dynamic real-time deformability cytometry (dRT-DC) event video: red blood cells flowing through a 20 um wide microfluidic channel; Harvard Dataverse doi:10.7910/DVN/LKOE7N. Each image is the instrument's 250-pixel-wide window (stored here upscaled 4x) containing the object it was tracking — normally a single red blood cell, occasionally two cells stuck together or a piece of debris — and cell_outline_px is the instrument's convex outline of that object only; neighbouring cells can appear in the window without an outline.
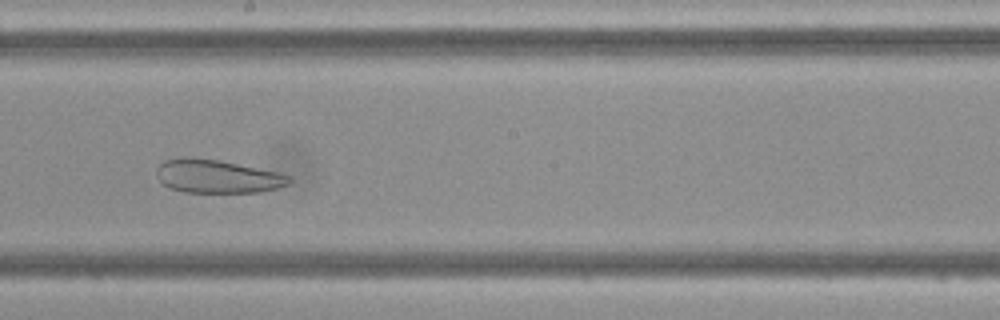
{"species": "Egyptian fruit bat (a non-hibernating species)", "species_latin": "Rousettus aegyptiacus", "temperature_condition": "cold", "stored_images_in_passage": 46, "camera_frame_rate_fps": 3000, "um_per_image_px": 0.085, "frame": {"image": 1, "passage_image": 24, "time_ms": 7.667, "image_size_px": [1000, 320], "cell_outline_px": [[292, 180], [288, 184], [276, 188], [260, 192], [184, 192], [168, 188], [156, 176], [156, 168], [164, 160], [184, 156], [192, 156], [220, 160], [280, 172], [292, 176]], "centroid_in_image_um": [18.46, 14.97], "position_along_channel_um": 229.7, "area_um2": 26.18}}
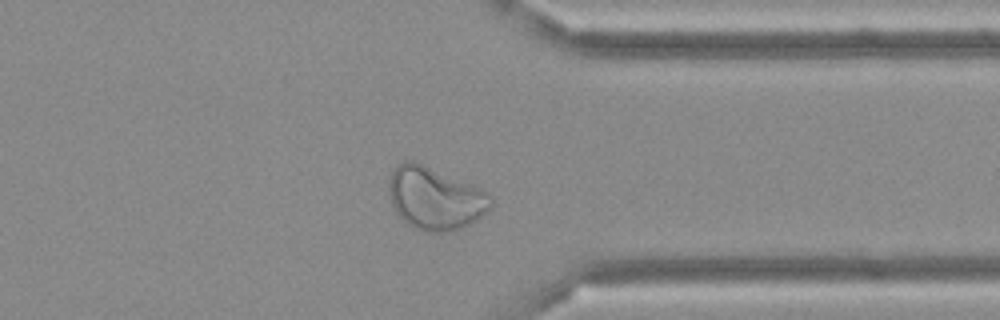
{"frame": {"image": 2, "passage_image": 35, "time_ms": 11.333, "image_size_px": [1000, 320], "cell_outline_px": [[492, 208], [476, 220], [460, 228], [448, 232], [428, 232], [412, 228], [396, 212], [388, 196], [388, 176], [396, 164], [404, 160], [416, 160], [480, 188], [488, 192], [492, 196]], "centroid_in_image_um": [36.95, 16.83], "position_along_channel_um": 374.5, "area_um2": 37.8}}
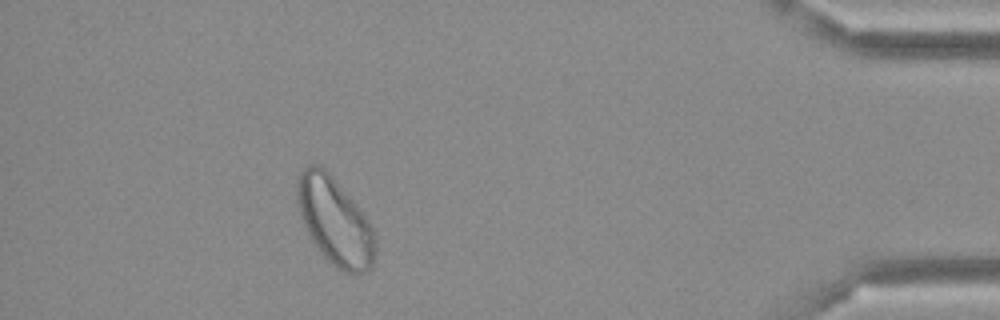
{"frame": {"image": 3, "passage_image": 41, "time_ms": 13.333, "image_size_px": [1000, 320], "cell_outline_px": [[376, 248], [372, 268], [368, 272], [356, 276], [352, 276], [336, 268], [316, 248], [300, 216], [296, 196], [296, 176], [308, 164], [320, 164], [328, 172], [360, 208], [372, 228], [376, 240]], "centroid_in_image_um": [28.46, 18.84], "position_along_channel_um": 406.7, "area_um2": 40.23}}